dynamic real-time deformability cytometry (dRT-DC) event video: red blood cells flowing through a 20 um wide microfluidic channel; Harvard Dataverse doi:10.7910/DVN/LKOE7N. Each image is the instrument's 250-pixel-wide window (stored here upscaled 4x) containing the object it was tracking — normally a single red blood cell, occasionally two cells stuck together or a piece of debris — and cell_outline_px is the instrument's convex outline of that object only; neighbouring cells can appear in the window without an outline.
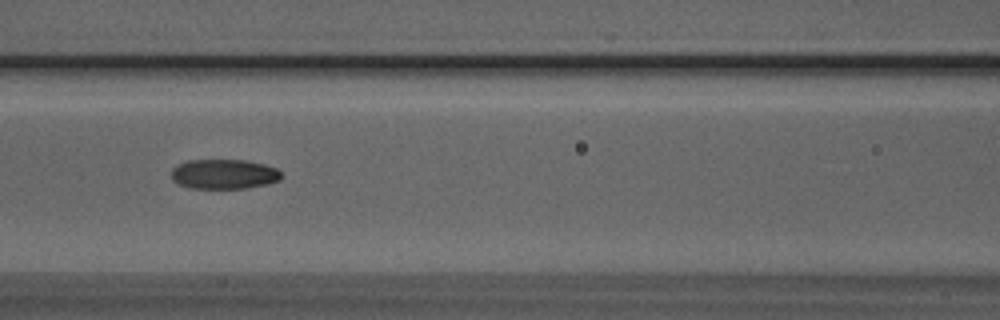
{"species": "Egyptian fruit bat (a non-hibernating species)", "species_latin": "Rousettus aegyptiacus", "temperature_condition": "room temperature", "stored_images_in_passage": 8, "camera_frame_rate_fps": 3000, "um_per_image_px": 0.085, "animal": {"sex": "male"}, "frame": {"image": 1, "passage_image": 6, "time_ms": 1.667, "image_size_px": [1000, 320], "cell_outline_px": [[284, 176], [280, 180], [268, 184], [248, 188], [188, 188], [172, 180], [172, 168], [176, 164], [188, 160], [244, 160], [264, 164], [276, 168]], "centroid_in_image_um": [19.05, 14.8], "position_along_channel_um": 147.6, "area_um2": 19.25}}
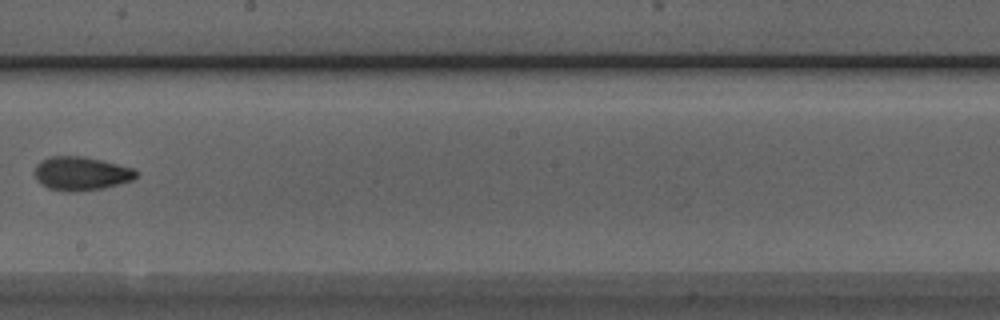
{"frame": {"image": 2, "passage_image": 8, "time_ms": 2.333, "image_size_px": [1000, 320], "cell_outline_px": [[140, 172], [132, 180], [104, 188], [68, 192], [48, 188], [40, 184], [36, 180], [32, 172], [36, 164], [40, 160], [52, 156], [84, 156], [132, 168]], "centroid_in_image_um": [6.83, 14.75], "position_along_channel_um": 241.4, "area_um2": 20.06}}